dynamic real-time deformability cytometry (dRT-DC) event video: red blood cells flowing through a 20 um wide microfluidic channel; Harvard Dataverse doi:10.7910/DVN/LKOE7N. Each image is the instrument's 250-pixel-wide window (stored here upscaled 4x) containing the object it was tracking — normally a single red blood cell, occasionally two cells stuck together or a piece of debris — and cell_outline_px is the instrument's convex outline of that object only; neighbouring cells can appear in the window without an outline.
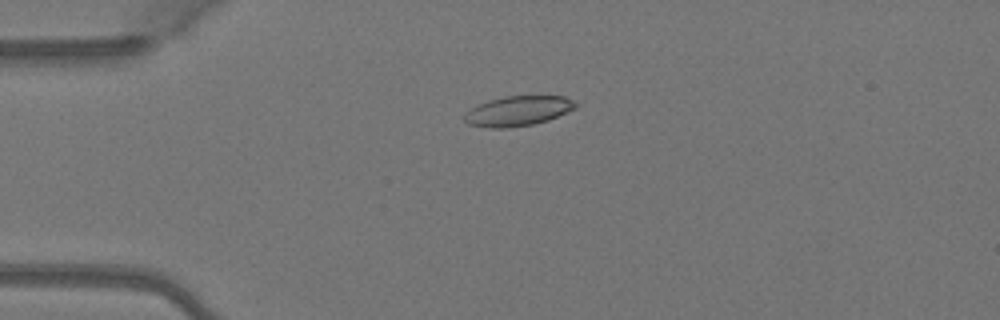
{"species": "Egyptian fruit bat (a non-hibernating species)", "species_latin": "Rousettus aegyptiacus", "temperature_condition": "warm", "stored_images_in_passage": 51, "camera_frame_rate_fps": 3000, "um_per_image_px": 0.085, "animal": {"sex": "female"}, "frame": {"image": 1, "passage_image": 13, "time_ms": 4.0, "image_size_px": [1000, 320], "cell_outline_px": [[580, 104], [576, 108], [548, 120], [532, 124], [504, 128], [492, 128], [468, 124], [464, 120], [464, 116], [472, 108], [488, 100], [504, 96], [564, 96]], "centroid_in_image_um": [44.06, 9.42], "position_along_channel_um": 40.9, "area_um2": 19.19}}
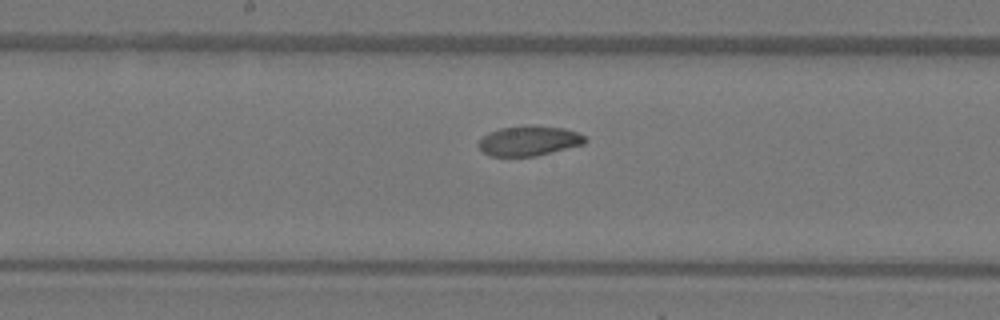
{"frame": {"image": 2, "passage_image": 27, "time_ms": 8.667, "image_size_px": [1000, 320], "cell_outline_px": [[588, 140], [584, 144], [536, 156], [488, 156], [480, 148], [480, 140], [488, 132], [500, 128], [564, 128], [576, 132], [584, 136]], "centroid_in_image_um": [44.97, 12.02], "position_along_channel_um": 203.2, "area_um2": 17.69}}
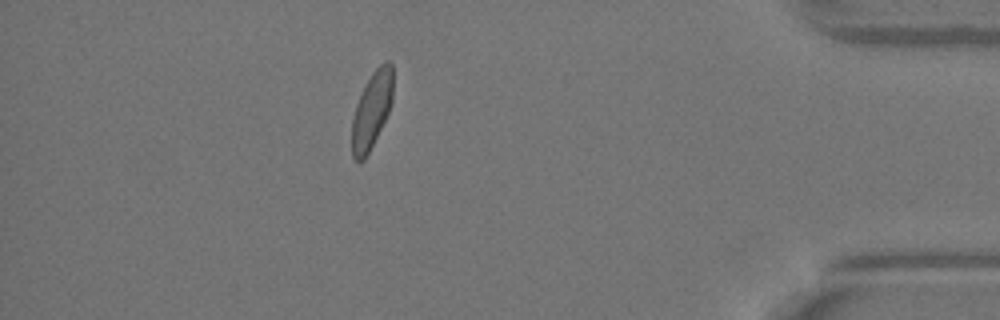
{"frame": {"image": 3, "passage_image": 45, "time_ms": 14.667, "image_size_px": [1000, 320], "cell_outline_px": [[392, 100], [388, 112], [364, 160], [360, 164], [352, 156], [352, 120], [356, 104], [364, 84], [372, 72], [384, 60], [388, 60], [392, 64]], "centroid_in_image_um": [31.58, 9.32], "position_along_channel_um": 403.6, "area_um2": 18.15}, "authors_computed_cell_mechanics": {"area_um2": 19.363, "velocity_mm_per_s": 4.0789, "shape_relaxation_time_tau1_ms": 10.4289, "shape_relaxation_time_tau2_ms": 3.6203, "deformation_change_tau1": 0.2306, "deformation_change_tau2": 0.059}}